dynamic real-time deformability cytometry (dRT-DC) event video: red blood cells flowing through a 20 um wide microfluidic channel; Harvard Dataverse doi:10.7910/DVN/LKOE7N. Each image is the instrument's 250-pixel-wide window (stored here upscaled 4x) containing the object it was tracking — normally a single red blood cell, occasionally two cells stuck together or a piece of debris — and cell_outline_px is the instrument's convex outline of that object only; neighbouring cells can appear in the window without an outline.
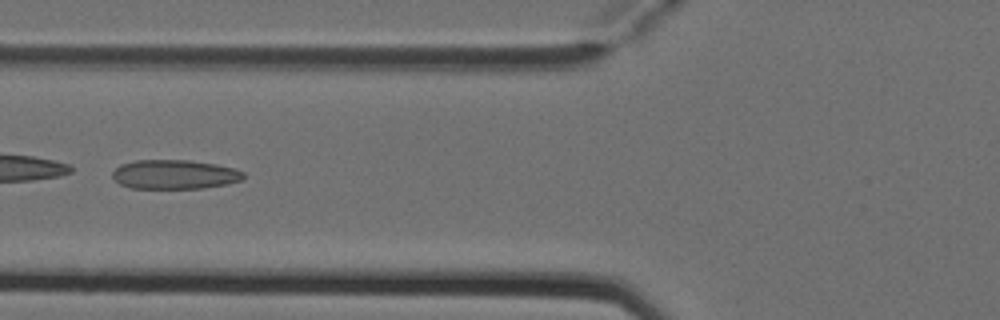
{"species": "Egyptian fruit bat (a non-hibernating species)", "species_latin": "Rousettus aegyptiacus", "temperature_condition": "cold", "stored_images_in_passage": 6, "camera_frame_rate_fps": 3000, "um_per_image_px": 0.085, "animal": {"sex": "female"}, "frame": {"image": 1, "passage_image": 6, "time_ms": 1.667, "image_size_px": [1000, 320], "cell_outline_px": [[244, 180], [228, 184], [204, 188], [132, 188], [120, 184], [112, 176], [112, 172], [120, 164], [136, 160], [188, 160], [216, 164], [232, 168], [244, 172]], "centroid_in_image_um": [14.85, 14.82], "position_along_channel_um": 110.9, "area_um2": 22.37}}